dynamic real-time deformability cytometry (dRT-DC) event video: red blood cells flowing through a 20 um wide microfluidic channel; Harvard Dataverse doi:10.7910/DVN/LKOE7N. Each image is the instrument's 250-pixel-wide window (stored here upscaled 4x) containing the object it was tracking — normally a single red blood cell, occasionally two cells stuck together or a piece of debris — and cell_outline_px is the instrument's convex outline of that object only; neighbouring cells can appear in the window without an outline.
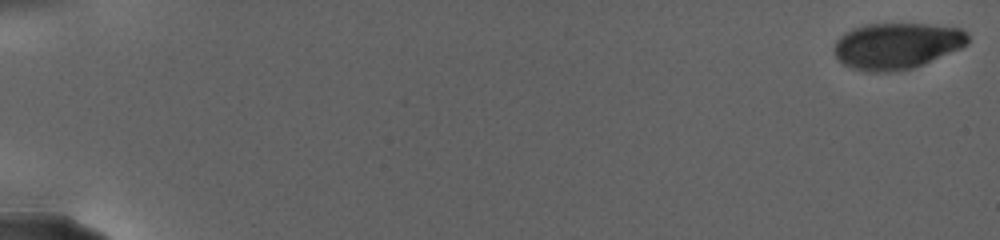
{"species": "human", "species_latin": "Homo sapiens", "temperature_condition": "warm", "stored_images_in_passage": 19, "camera_frame_rate_fps": 3000, "um_per_image_px": 0.085, "donor": {"sex": "female"}, "frame": {"image": 1, "passage_image": 1, "time_ms": 0.0, "image_size_px": [1000, 240], "cell_outline_px": [[968, 44], [960, 48], [924, 64], [912, 68], [896, 72], [868, 72], [852, 68], [844, 64], [836, 56], [832, 48], [836, 40], [844, 32], [852, 28], [864, 24], [928, 24], [960, 28], [968, 32]], "centroid_in_image_um": [76.21, 3.89], "position_along_channel_um": 8.8, "area_um2": 36.3}}
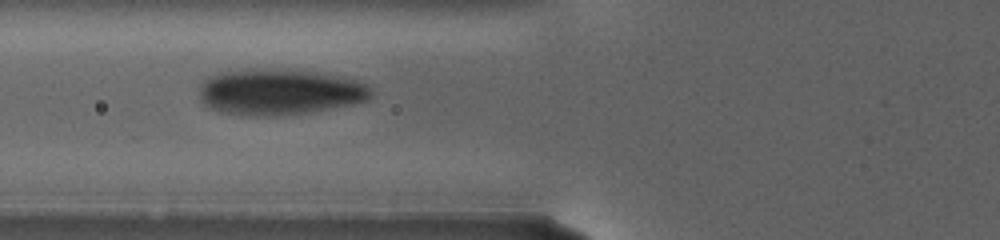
{"frame": {"image": 2, "passage_image": 16, "time_ms": 11.667, "image_size_px": [1000, 240], "cell_outline_px": [[372, 96], [368, 100], [356, 104], [284, 116], [240, 116], [220, 112], [208, 108], [200, 100], [200, 84], [208, 76], [216, 72], [228, 68], [288, 68], [320, 72], [360, 80], [368, 84], [372, 88]], "centroid_in_image_um": [23.74, 7.79], "position_along_channel_um": 102.1, "area_um2": 47.97}}
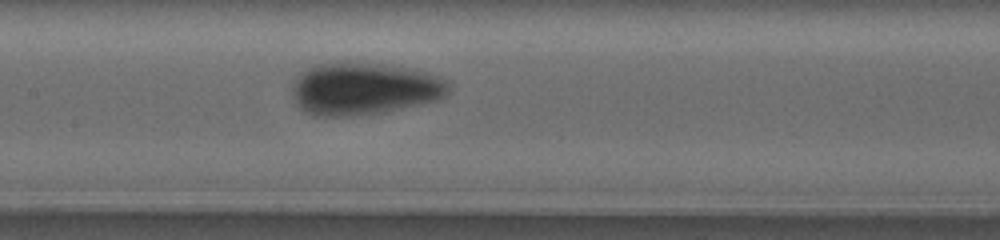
{"frame": {"image": 3, "passage_image": 19, "time_ms": 14.667, "image_size_px": [1000, 240], "cell_outline_px": [[452, 88], [440, 100], [384, 112], [352, 116], [312, 116], [304, 112], [296, 104], [292, 96], [292, 84], [300, 72], [316, 64], [348, 60], [384, 64], [412, 68], [440, 76], [448, 80]], "centroid_in_image_um": [30.95, 7.52], "position_along_channel_um": 176.5, "area_um2": 48.96}}